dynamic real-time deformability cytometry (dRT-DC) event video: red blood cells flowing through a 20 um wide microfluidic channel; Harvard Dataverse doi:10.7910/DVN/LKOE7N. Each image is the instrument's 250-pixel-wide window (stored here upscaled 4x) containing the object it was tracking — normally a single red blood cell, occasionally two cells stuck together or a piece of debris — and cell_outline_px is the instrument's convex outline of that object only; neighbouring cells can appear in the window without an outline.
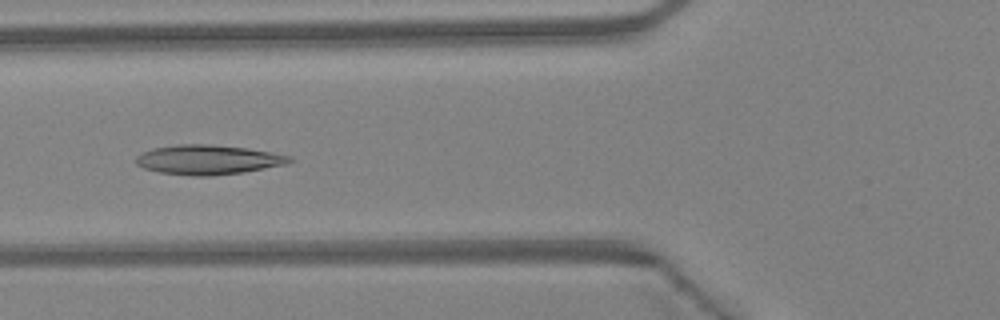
{"species": "Egyptian fruit bat (a non-hibernating species)", "species_latin": "Rousettus aegyptiacus", "temperature_condition": "warm", "stored_images_in_passage": 46, "camera_frame_rate_fps": 3000, "um_per_image_px": 0.085, "animal": {"sex": "female"}, "frame": {"image": 1, "passage_image": 18, "time_ms": 5.667, "image_size_px": [1000, 320], "cell_outline_px": [[292, 160], [288, 164], [244, 172], [212, 176], [192, 176], [160, 172], [144, 168], [136, 164], [136, 156], [152, 148], [176, 144], [208, 144], [248, 148], [292, 156]], "centroid_in_image_um": [17.7, 13.57], "position_along_channel_um": 108.1, "area_um2": 26.53}}
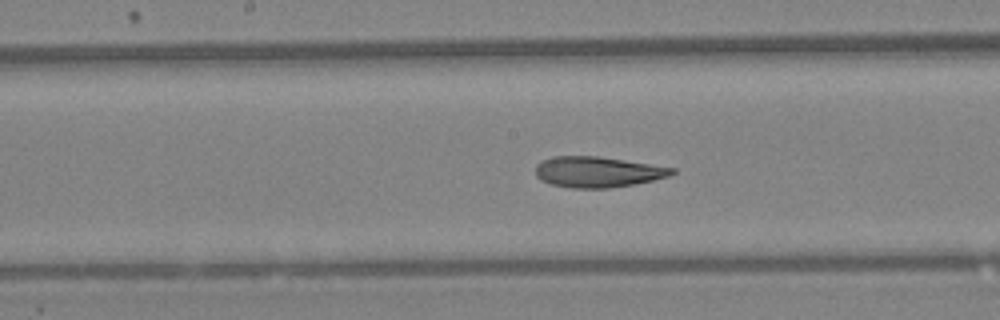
{"frame": {"image": 2, "passage_image": 24, "time_ms": 7.667, "image_size_px": [1000, 320], "cell_outline_px": [[676, 172], [668, 176], [636, 184], [608, 188], [572, 188], [552, 184], [540, 180], [536, 176], [536, 164], [552, 156], [596, 156], [676, 168]], "centroid_in_image_um": [50.78, 14.62], "position_along_channel_um": 197.4, "area_um2": 24.28}}
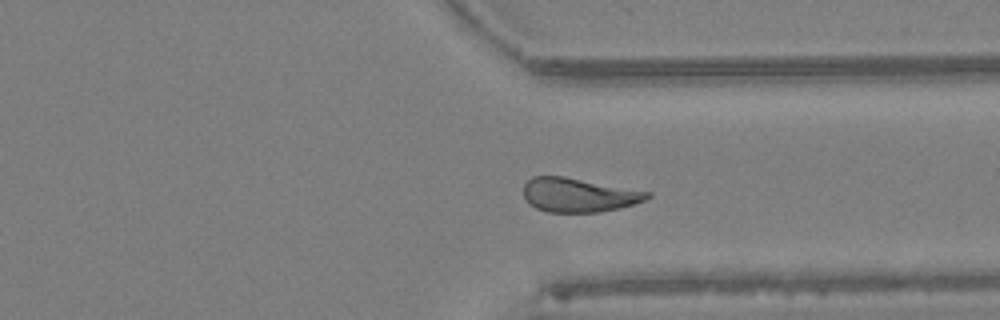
{"frame": {"image": 3, "passage_image": 35, "time_ms": 11.333, "image_size_px": [1000, 320], "cell_outline_px": [[652, 196], [644, 200], [620, 208], [600, 212], [548, 212], [536, 208], [528, 204], [524, 196], [524, 184], [532, 176], [564, 176], [652, 192]], "centroid_in_image_um": [49.18, 16.57], "position_along_channel_um": 362.2, "area_um2": 24.62}, "authors_computed_cell_mechanics": {"area_um2": 25.5765, "velocity_mm_per_s": 4.4922, "shape_relaxation_time_tau1_ms": null, "shape_relaxation_time_tau2_ms": 3.017, "deformation_change_tau1": null, "deformation_change_tau2": 0.1074}}